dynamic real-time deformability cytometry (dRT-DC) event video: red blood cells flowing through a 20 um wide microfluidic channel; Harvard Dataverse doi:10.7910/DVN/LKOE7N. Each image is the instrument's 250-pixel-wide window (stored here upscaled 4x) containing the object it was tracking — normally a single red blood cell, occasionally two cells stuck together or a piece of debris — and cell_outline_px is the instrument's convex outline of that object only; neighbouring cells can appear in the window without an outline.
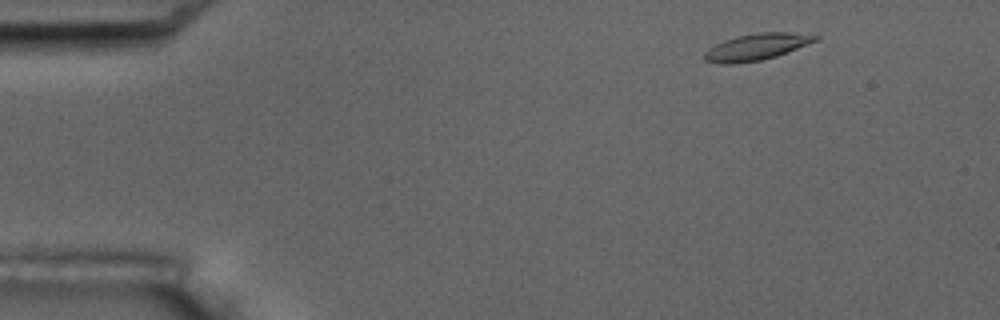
{"species": "common noctule bat (a hibernating species)", "species_latin": "Nyctalus noctula", "temperature_condition": "room temperature", "stored_images_in_passage": 4, "camera_frame_rate_fps": 3000, "um_per_image_px": 0.085, "animal": {"sex": "male", "body_mass_g": 17.5, "forearm_length_mm": 52.3}, "frame": {"image": 1, "passage_image": 1, "time_ms": 0.0, "image_size_px": [1000, 320], "cell_outline_px": [[820, 36], [816, 40], [776, 56], [760, 60], [736, 64], [720, 64], [704, 60], [704, 52], [708, 48], [724, 40], [736, 36], [760, 32], [792, 32]], "centroid_in_image_um": [64.24, 3.99], "position_along_channel_um": 20.8, "area_um2": 16.99}}
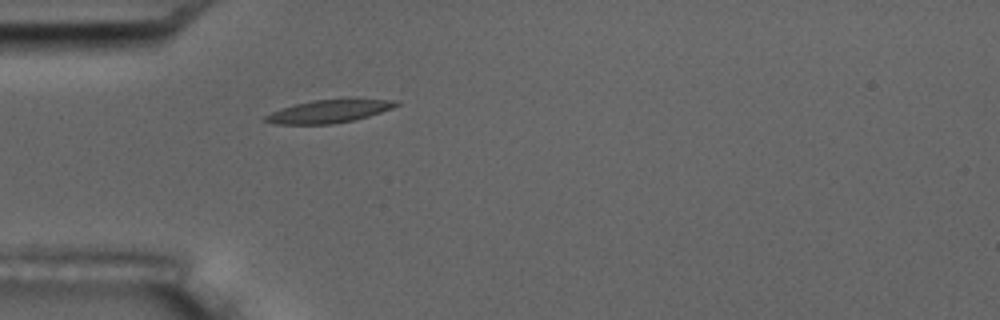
{"frame": {"image": 2, "passage_image": 4, "time_ms": 3.333, "image_size_px": [1000, 320], "cell_outline_px": [[400, 104], [392, 108], [368, 116], [352, 120], [332, 124], [272, 124], [260, 120], [264, 116], [280, 108], [312, 100], [348, 96], [396, 100]], "centroid_in_image_um": [27.99, 9.41], "position_along_channel_um": 57.0, "area_um2": 18.32}}